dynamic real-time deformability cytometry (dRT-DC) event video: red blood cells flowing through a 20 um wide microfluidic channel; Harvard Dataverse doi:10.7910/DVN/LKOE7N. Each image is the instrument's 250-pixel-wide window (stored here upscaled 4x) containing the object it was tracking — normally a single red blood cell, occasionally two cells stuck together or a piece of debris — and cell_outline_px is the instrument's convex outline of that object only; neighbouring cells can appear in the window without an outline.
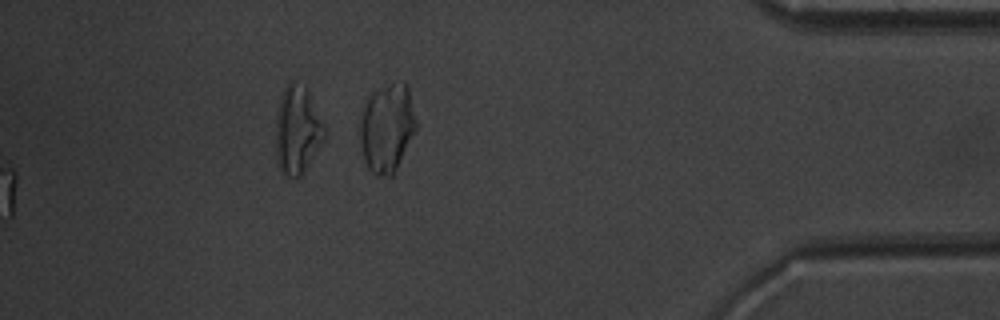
{"species": "common noctule bat (a hibernating species)", "species_latin": "Nyctalus noctula", "temperature_condition": "warm", "stored_images_in_passage": 53, "segment_of_instrument_passage": [2, 2], "camera_frame_rate_fps": 3000, "um_per_image_px": 0.085, "animal": {"sex": "male", "body_mass_g": 20.1, "forearm_length_mm": 53.5}, "frame": {"image": 1, "passage_image": 53, "time_ms": 17.333, "image_size_px": [1000, 320], "cell_outline_px": [[420, 124], [392, 176], [376, 176], [368, 168], [364, 160], [360, 140], [360, 120], [364, 104], [368, 96], [372, 92], [392, 84], [404, 80], [408, 84]], "centroid_in_image_um": [32.95, 10.84], "position_along_channel_um": 402.3, "area_um2": 29.65}}